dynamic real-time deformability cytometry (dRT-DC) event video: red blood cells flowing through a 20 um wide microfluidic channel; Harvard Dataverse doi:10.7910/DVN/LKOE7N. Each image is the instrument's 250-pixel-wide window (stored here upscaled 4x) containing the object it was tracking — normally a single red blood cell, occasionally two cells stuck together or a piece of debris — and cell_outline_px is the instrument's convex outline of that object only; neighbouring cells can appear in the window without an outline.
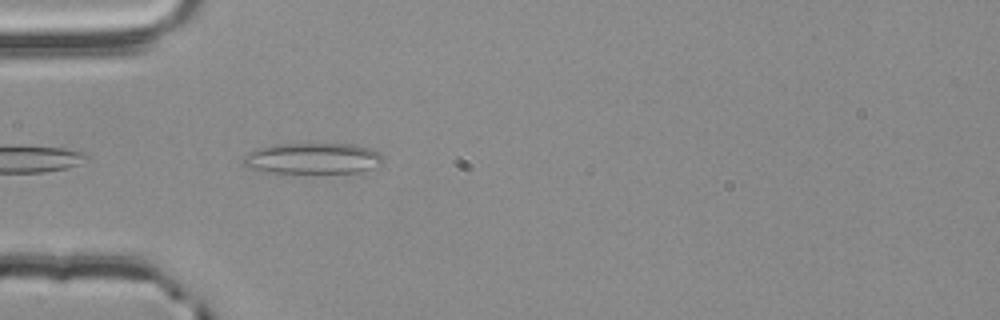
{"species": "common noctule bat (a hibernating species)", "species_latin": "Nyctalus noctula", "temperature_condition": "room temperature", "stored_images_in_passage": 5, "camera_frame_rate_fps": 3000, "um_per_image_px": 0.085, "animal": {"sex": "male", "body_mass_g": 20.4}, "frame": {"image": 1, "passage_image": 2, "time_ms": 0.333, "image_size_px": [1000, 320], "cell_outline_px": [[384, 164], [360, 172], [268, 172], [248, 168], [240, 164], [244, 156], [260, 148], [280, 144], [352, 144], [368, 148], [380, 152], [384, 156]], "centroid_in_image_um": [26.63, 13.47], "position_along_channel_um": 58.4, "area_um2": 25.09}}